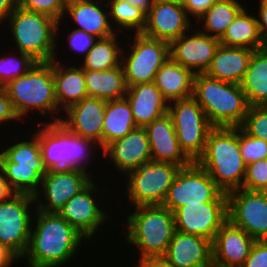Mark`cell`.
<instances>
[{
    "instance_id": "obj_12",
    "label": "cell",
    "mask_w": 267,
    "mask_h": 267,
    "mask_svg": "<svg viewBox=\"0 0 267 267\" xmlns=\"http://www.w3.org/2000/svg\"><path fill=\"white\" fill-rule=\"evenodd\" d=\"M168 113L172 117L181 150L192 162H196L205 151L213 126L192 96L168 103Z\"/></svg>"
},
{
    "instance_id": "obj_39",
    "label": "cell",
    "mask_w": 267,
    "mask_h": 267,
    "mask_svg": "<svg viewBox=\"0 0 267 267\" xmlns=\"http://www.w3.org/2000/svg\"><path fill=\"white\" fill-rule=\"evenodd\" d=\"M239 147L246 165L267 158V141L247 134L239 127Z\"/></svg>"
},
{
    "instance_id": "obj_48",
    "label": "cell",
    "mask_w": 267,
    "mask_h": 267,
    "mask_svg": "<svg viewBox=\"0 0 267 267\" xmlns=\"http://www.w3.org/2000/svg\"><path fill=\"white\" fill-rule=\"evenodd\" d=\"M18 262L20 263L21 259L9 248L0 244V267H12Z\"/></svg>"
},
{
    "instance_id": "obj_18",
    "label": "cell",
    "mask_w": 267,
    "mask_h": 267,
    "mask_svg": "<svg viewBox=\"0 0 267 267\" xmlns=\"http://www.w3.org/2000/svg\"><path fill=\"white\" fill-rule=\"evenodd\" d=\"M103 158L104 160H102ZM151 160L152 157L147 131L145 128L138 127L123 138L116 139L109 143L102 150L101 161L105 162L102 163L99 160L95 163H100L96 165L98 167L108 166L111 168L109 169L107 167L106 169V171L109 170L108 177H110L112 169H114L113 173L117 171V173L119 172L118 177L122 176L121 178H123L128 172L137 169Z\"/></svg>"
},
{
    "instance_id": "obj_14",
    "label": "cell",
    "mask_w": 267,
    "mask_h": 267,
    "mask_svg": "<svg viewBox=\"0 0 267 267\" xmlns=\"http://www.w3.org/2000/svg\"><path fill=\"white\" fill-rule=\"evenodd\" d=\"M91 173L80 169L46 170L40 189L34 195L37 209L46 213H58L66 202L85 189L97 174L104 175L106 171Z\"/></svg>"
},
{
    "instance_id": "obj_6",
    "label": "cell",
    "mask_w": 267,
    "mask_h": 267,
    "mask_svg": "<svg viewBox=\"0 0 267 267\" xmlns=\"http://www.w3.org/2000/svg\"><path fill=\"white\" fill-rule=\"evenodd\" d=\"M192 97L213 127H240L250 107L240 84L221 81L205 73L194 75Z\"/></svg>"
},
{
    "instance_id": "obj_51",
    "label": "cell",
    "mask_w": 267,
    "mask_h": 267,
    "mask_svg": "<svg viewBox=\"0 0 267 267\" xmlns=\"http://www.w3.org/2000/svg\"><path fill=\"white\" fill-rule=\"evenodd\" d=\"M123 1H126L130 5L139 8L145 14H147L150 11L155 2V0H123Z\"/></svg>"
},
{
    "instance_id": "obj_34",
    "label": "cell",
    "mask_w": 267,
    "mask_h": 267,
    "mask_svg": "<svg viewBox=\"0 0 267 267\" xmlns=\"http://www.w3.org/2000/svg\"><path fill=\"white\" fill-rule=\"evenodd\" d=\"M243 0H217L194 25L203 33L220 39L228 26L246 7Z\"/></svg>"
},
{
    "instance_id": "obj_27",
    "label": "cell",
    "mask_w": 267,
    "mask_h": 267,
    "mask_svg": "<svg viewBox=\"0 0 267 267\" xmlns=\"http://www.w3.org/2000/svg\"><path fill=\"white\" fill-rule=\"evenodd\" d=\"M254 50L220 44L205 74L225 82L240 84Z\"/></svg>"
},
{
    "instance_id": "obj_40",
    "label": "cell",
    "mask_w": 267,
    "mask_h": 267,
    "mask_svg": "<svg viewBox=\"0 0 267 267\" xmlns=\"http://www.w3.org/2000/svg\"><path fill=\"white\" fill-rule=\"evenodd\" d=\"M240 127L250 136L267 141V105L250 106Z\"/></svg>"
},
{
    "instance_id": "obj_33",
    "label": "cell",
    "mask_w": 267,
    "mask_h": 267,
    "mask_svg": "<svg viewBox=\"0 0 267 267\" xmlns=\"http://www.w3.org/2000/svg\"><path fill=\"white\" fill-rule=\"evenodd\" d=\"M138 128L126 97L106 101L103 125V149L112 141L123 138Z\"/></svg>"
},
{
    "instance_id": "obj_26",
    "label": "cell",
    "mask_w": 267,
    "mask_h": 267,
    "mask_svg": "<svg viewBox=\"0 0 267 267\" xmlns=\"http://www.w3.org/2000/svg\"><path fill=\"white\" fill-rule=\"evenodd\" d=\"M129 101L137 127L145 128L155 119L168 112V102L154 82L127 87L125 95Z\"/></svg>"
},
{
    "instance_id": "obj_10",
    "label": "cell",
    "mask_w": 267,
    "mask_h": 267,
    "mask_svg": "<svg viewBox=\"0 0 267 267\" xmlns=\"http://www.w3.org/2000/svg\"><path fill=\"white\" fill-rule=\"evenodd\" d=\"M181 166L167 162H157L151 160L142 166L128 172L123 178H118V186L122 194H118L117 189L112 191L115 198L124 197L126 200L124 208H132L142 205H162L171 184L180 170ZM126 177V178H125ZM120 179L123 184L120 182ZM126 182V183H125ZM123 187V192L120 187ZM126 189V190H125ZM116 192V193H115ZM120 195L117 197V195ZM129 205V206H128Z\"/></svg>"
},
{
    "instance_id": "obj_23",
    "label": "cell",
    "mask_w": 267,
    "mask_h": 267,
    "mask_svg": "<svg viewBox=\"0 0 267 267\" xmlns=\"http://www.w3.org/2000/svg\"><path fill=\"white\" fill-rule=\"evenodd\" d=\"M255 239L227 220L212 241V262L225 267H241Z\"/></svg>"
},
{
    "instance_id": "obj_53",
    "label": "cell",
    "mask_w": 267,
    "mask_h": 267,
    "mask_svg": "<svg viewBox=\"0 0 267 267\" xmlns=\"http://www.w3.org/2000/svg\"><path fill=\"white\" fill-rule=\"evenodd\" d=\"M163 1L175 2V3H179V4H184L186 0H163Z\"/></svg>"
},
{
    "instance_id": "obj_41",
    "label": "cell",
    "mask_w": 267,
    "mask_h": 267,
    "mask_svg": "<svg viewBox=\"0 0 267 267\" xmlns=\"http://www.w3.org/2000/svg\"><path fill=\"white\" fill-rule=\"evenodd\" d=\"M242 188L251 191H267V160L246 165Z\"/></svg>"
},
{
    "instance_id": "obj_25",
    "label": "cell",
    "mask_w": 267,
    "mask_h": 267,
    "mask_svg": "<svg viewBox=\"0 0 267 267\" xmlns=\"http://www.w3.org/2000/svg\"><path fill=\"white\" fill-rule=\"evenodd\" d=\"M163 257L172 267H207L212 262V241L176 231Z\"/></svg>"
},
{
    "instance_id": "obj_9",
    "label": "cell",
    "mask_w": 267,
    "mask_h": 267,
    "mask_svg": "<svg viewBox=\"0 0 267 267\" xmlns=\"http://www.w3.org/2000/svg\"><path fill=\"white\" fill-rule=\"evenodd\" d=\"M98 178H100L102 181L100 182V179H97L96 177V179H94L85 189H83L80 193L66 202V204L58 212L61 217H63L70 225H72L90 242L89 244H91L92 242L91 247L94 244L93 241H95V239H97L98 241L100 240L98 239L99 232L103 235L105 234V227L106 230H109V227L112 230V227H116V225L113 223H115L114 219L118 218L116 215H114L116 214L115 212H117L115 211L116 208L111 207L113 199L115 200V196L111 197L110 195H112V192L108 191L106 186H104L105 184L102 183L104 182L103 180L106 179H102L101 177ZM99 183H102L104 188L102 186H98L100 185ZM107 191L109 192V195ZM103 193L107 194V196H109L111 200H109ZM103 199H107L109 202H111L109 203L107 200L104 201ZM107 203L109 204L107 205ZM113 210L114 212L111 213ZM107 223H109V227Z\"/></svg>"
},
{
    "instance_id": "obj_38",
    "label": "cell",
    "mask_w": 267,
    "mask_h": 267,
    "mask_svg": "<svg viewBox=\"0 0 267 267\" xmlns=\"http://www.w3.org/2000/svg\"><path fill=\"white\" fill-rule=\"evenodd\" d=\"M66 32L67 31L65 29V32H63L64 35H62L63 38L64 37L66 38V41H67L66 45H65V43H63L64 45L61 44V42L59 41L60 40L59 38H61V35H60V37L57 38V46L56 47L58 49H61V48H59L60 46L66 47L68 45L67 49H69V50H63V51H65V57H66V51L71 50V52L73 51L72 57L76 59V56H77V59H79V60H77L75 62L74 59L72 58L71 60H73V61L66 62V61H64L65 59L63 57H61V54L59 56L55 55L54 60L60 61V62L63 61V63H68V64H72V63L77 64V62H78V64H79V62H81L85 58L88 51L93 47V45L98 40V38H96L94 35L88 34L82 30H78V29H75L73 27L71 28L70 32H68V33H66ZM59 43L61 45H59ZM76 54L81 55V56H78ZM74 55H76V56H74ZM78 57H80V58H78ZM61 58H63V60H61Z\"/></svg>"
},
{
    "instance_id": "obj_17",
    "label": "cell",
    "mask_w": 267,
    "mask_h": 267,
    "mask_svg": "<svg viewBox=\"0 0 267 267\" xmlns=\"http://www.w3.org/2000/svg\"><path fill=\"white\" fill-rule=\"evenodd\" d=\"M173 213L176 231L213 241L216 233L228 220L227 193L222 192L212 202L187 204Z\"/></svg>"
},
{
    "instance_id": "obj_7",
    "label": "cell",
    "mask_w": 267,
    "mask_h": 267,
    "mask_svg": "<svg viewBox=\"0 0 267 267\" xmlns=\"http://www.w3.org/2000/svg\"><path fill=\"white\" fill-rule=\"evenodd\" d=\"M34 129H30L31 134L27 133L25 129L23 136H19L20 133L18 132L17 135L20 138L14 132L15 137L9 138L14 143L6 139L2 143L8 144H5L3 148L2 145L0 147V166L3 169L5 179L16 193L35 195L40 189L42 177L46 172L42 163L37 127ZM32 130L35 132L33 133Z\"/></svg>"
},
{
    "instance_id": "obj_1",
    "label": "cell",
    "mask_w": 267,
    "mask_h": 267,
    "mask_svg": "<svg viewBox=\"0 0 267 267\" xmlns=\"http://www.w3.org/2000/svg\"><path fill=\"white\" fill-rule=\"evenodd\" d=\"M87 242L58 213L37 209L30 230L29 246L21 262L26 260L23 263H27V267H66L70 261L76 260L83 247L87 249L85 244L90 246Z\"/></svg>"
},
{
    "instance_id": "obj_16",
    "label": "cell",
    "mask_w": 267,
    "mask_h": 267,
    "mask_svg": "<svg viewBox=\"0 0 267 267\" xmlns=\"http://www.w3.org/2000/svg\"><path fill=\"white\" fill-rule=\"evenodd\" d=\"M228 220L255 240H267V191L244 188L227 193Z\"/></svg>"
},
{
    "instance_id": "obj_24",
    "label": "cell",
    "mask_w": 267,
    "mask_h": 267,
    "mask_svg": "<svg viewBox=\"0 0 267 267\" xmlns=\"http://www.w3.org/2000/svg\"><path fill=\"white\" fill-rule=\"evenodd\" d=\"M153 161L167 162L181 167L192 161L181 150L171 115L167 112L145 127Z\"/></svg>"
},
{
    "instance_id": "obj_4",
    "label": "cell",
    "mask_w": 267,
    "mask_h": 267,
    "mask_svg": "<svg viewBox=\"0 0 267 267\" xmlns=\"http://www.w3.org/2000/svg\"><path fill=\"white\" fill-rule=\"evenodd\" d=\"M35 126L41 147L42 163L46 170L80 169L89 173L97 168L96 164L93 165L91 162L99 160L97 156L102 157V149L96 142L69 132L59 122L36 123Z\"/></svg>"
},
{
    "instance_id": "obj_29",
    "label": "cell",
    "mask_w": 267,
    "mask_h": 267,
    "mask_svg": "<svg viewBox=\"0 0 267 267\" xmlns=\"http://www.w3.org/2000/svg\"><path fill=\"white\" fill-rule=\"evenodd\" d=\"M194 73L169 58L157 71L154 84L168 102L186 99L193 94Z\"/></svg>"
},
{
    "instance_id": "obj_2",
    "label": "cell",
    "mask_w": 267,
    "mask_h": 267,
    "mask_svg": "<svg viewBox=\"0 0 267 267\" xmlns=\"http://www.w3.org/2000/svg\"><path fill=\"white\" fill-rule=\"evenodd\" d=\"M121 199L114 200L113 204L115 205L113 206L115 208L120 207L118 214L119 216L122 215V219H124L120 225L125 224L124 227L122 226L124 231H121L125 237L120 236V239L125 241L123 242L126 244L125 247L127 245L131 249L134 247V252H126H130L131 255L136 253L132 257L129 256V259L132 260L137 253L138 258L164 256L170 240L176 232L174 213L163 205H142L124 209L125 202H121ZM129 209L132 211L130 212ZM121 212L125 214H121Z\"/></svg>"
},
{
    "instance_id": "obj_45",
    "label": "cell",
    "mask_w": 267,
    "mask_h": 267,
    "mask_svg": "<svg viewBox=\"0 0 267 267\" xmlns=\"http://www.w3.org/2000/svg\"><path fill=\"white\" fill-rule=\"evenodd\" d=\"M217 0H186L183 4L189 18L194 23L208 10Z\"/></svg>"
},
{
    "instance_id": "obj_19",
    "label": "cell",
    "mask_w": 267,
    "mask_h": 267,
    "mask_svg": "<svg viewBox=\"0 0 267 267\" xmlns=\"http://www.w3.org/2000/svg\"><path fill=\"white\" fill-rule=\"evenodd\" d=\"M219 45L218 38L201 32L194 25L170 43V58L194 74L205 73Z\"/></svg>"
},
{
    "instance_id": "obj_31",
    "label": "cell",
    "mask_w": 267,
    "mask_h": 267,
    "mask_svg": "<svg viewBox=\"0 0 267 267\" xmlns=\"http://www.w3.org/2000/svg\"><path fill=\"white\" fill-rule=\"evenodd\" d=\"M240 85L250 106L267 105V48L253 51Z\"/></svg>"
},
{
    "instance_id": "obj_22",
    "label": "cell",
    "mask_w": 267,
    "mask_h": 267,
    "mask_svg": "<svg viewBox=\"0 0 267 267\" xmlns=\"http://www.w3.org/2000/svg\"><path fill=\"white\" fill-rule=\"evenodd\" d=\"M65 20L72 22L74 24L72 27L74 26L75 29L94 35L98 39L117 33L111 25L106 0H86L66 7L62 20L57 24V38L65 28L71 26L70 23L66 26L67 21ZM61 25H64L65 28L64 26L61 28Z\"/></svg>"
},
{
    "instance_id": "obj_8",
    "label": "cell",
    "mask_w": 267,
    "mask_h": 267,
    "mask_svg": "<svg viewBox=\"0 0 267 267\" xmlns=\"http://www.w3.org/2000/svg\"><path fill=\"white\" fill-rule=\"evenodd\" d=\"M57 24L53 18L23 9L19 5L8 17L5 29L1 32L9 33L12 47L8 49L20 51L30 55L37 62H50L55 55H59L57 49ZM12 38H11V37Z\"/></svg>"
},
{
    "instance_id": "obj_13",
    "label": "cell",
    "mask_w": 267,
    "mask_h": 267,
    "mask_svg": "<svg viewBox=\"0 0 267 267\" xmlns=\"http://www.w3.org/2000/svg\"><path fill=\"white\" fill-rule=\"evenodd\" d=\"M36 210L34 195L27 193H16L0 203V244L9 248L20 259L29 246Z\"/></svg>"
},
{
    "instance_id": "obj_43",
    "label": "cell",
    "mask_w": 267,
    "mask_h": 267,
    "mask_svg": "<svg viewBox=\"0 0 267 267\" xmlns=\"http://www.w3.org/2000/svg\"><path fill=\"white\" fill-rule=\"evenodd\" d=\"M17 121L21 122V120L18 118L12 107L11 100L9 99L7 90L5 87L0 86V126H1L0 128L1 129H3L4 127L7 128V126L8 128H10V126L11 128L16 127L14 125L17 123ZM9 123H11V125Z\"/></svg>"
},
{
    "instance_id": "obj_44",
    "label": "cell",
    "mask_w": 267,
    "mask_h": 267,
    "mask_svg": "<svg viewBox=\"0 0 267 267\" xmlns=\"http://www.w3.org/2000/svg\"><path fill=\"white\" fill-rule=\"evenodd\" d=\"M241 267H267V240H256Z\"/></svg>"
},
{
    "instance_id": "obj_50",
    "label": "cell",
    "mask_w": 267,
    "mask_h": 267,
    "mask_svg": "<svg viewBox=\"0 0 267 267\" xmlns=\"http://www.w3.org/2000/svg\"><path fill=\"white\" fill-rule=\"evenodd\" d=\"M16 192L10 187L0 166V203L10 199Z\"/></svg>"
},
{
    "instance_id": "obj_20",
    "label": "cell",
    "mask_w": 267,
    "mask_h": 267,
    "mask_svg": "<svg viewBox=\"0 0 267 267\" xmlns=\"http://www.w3.org/2000/svg\"><path fill=\"white\" fill-rule=\"evenodd\" d=\"M192 23L183 4L155 0L146 14V25L141 33L170 44L189 31L194 26Z\"/></svg>"
},
{
    "instance_id": "obj_28",
    "label": "cell",
    "mask_w": 267,
    "mask_h": 267,
    "mask_svg": "<svg viewBox=\"0 0 267 267\" xmlns=\"http://www.w3.org/2000/svg\"><path fill=\"white\" fill-rule=\"evenodd\" d=\"M77 65L71 64L70 66L68 63L63 64V62L53 60L55 96L62 112L88 97L84 69L79 64Z\"/></svg>"
},
{
    "instance_id": "obj_36",
    "label": "cell",
    "mask_w": 267,
    "mask_h": 267,
    "mask_svg": "<svg viewBox=\"0 0 267 267\" xmlns=\"http://www.w3.org/2000/svg\"><path fill=\"white\" fill-rule=\"evenodd\" d=\"M106 2L111 25L115 27L117 33L132 34L143 31L146 25V14L143 11L123 0H106Z\"/></svg>"
},
{
    "instance_id": "obj_46",
    "label": "cell",
    "mask_w": 267,
    "mask_h": 267,
    "mask_svg": "<svg viewBox=\"0 0 267 267\" xmlns=\"http://www.w3.org/2000/svg\"><path fill=\"white\" fill-rule=\"evenodd\" d=\"M255 6H257V12L255 14L258 20L260 37L263 47L267 48V0H259Z\"/></svg>"
},
{
    "instance_id": "obj_21",
    "label": "cell",
    "mask_w": 267,
    "mask_h": 267,
    "mask_svg": "<svg viewBox=\"0 0 267 267\" xmlns=\"http://www.w3.org/2000/svg\"><path fill=\"white\" fill-rule=\"evenodd\" d=\"M106 100L87 97L68 107L61 123L69 132L90 139L103 150V125Z\"/></svg>"
},
{
    "instance_id": "obj_42",
    "label": "cell",
    "mask_w": 267,
    "mask_h": 267,
    "mask_svg": "<svg viewBox=\"0 0 267 267\" xmlns=\"http://www.w3.org/2000/svg\"><path fill=\"white\" fill-rule=\"evenodd\" d=\"M18 5L25 10L47 15L60 22L65 12L63 0H18Z\"/></svg>"
},
{
    "instance_id": "obj_15",
    "label": "cell",
    "mask_w": 267,
    "mask_h": 267,
    "mask_svg": "<svg viewBox=\"0 0 267 267\" xmlns=\"http://www.w3.org/2000/svg\"><path fill=\"white\" fill-rule=\"evenodd\" d=\"M222 192L206 170L192 162L180 168L162 205L174 212L187 204L212 202Z\"/></svg>"
},
{
    "instance_id": "obj_35",
    "label": "cell",
    "mask_w": 267,
    "mask_h": 267,
    "mask_svg": "<svg viewBox=\"0 0 267 267\" xmlns=\"http://www.w3.org/2000/svg\"><path fill=\"white\" fill-rule=\"evenodd\" d=\"M121 36L124 39L120 40ZM124 42L125 35L121 33L98 39L79 65L84 70L91 71H104L120 66Z\"/></svg>"
},
{
    "instance_id": "obj_30",
    "label": "cell",
    "mask_w": 267,
    "mask_h": 267,
    "mask_svg": "<svg viewBox=\"0 0 267 267\" xmlns=\"http://www.w3.org/2000/svg\"><path fill=\"white\" fill-rule=\"evenodd\" d=\"M88 97L103 100L124 98L127 85L122 65L104 71L84 70Z\"/></svg>"
},
{
    "instance_id": "obj_32",
    "label": "cell",
    "mask_w": 267,
    "mask_h": 267,
    "mask_svg": "<svg viewBox=\"0 0 267 267\" xmlns=\"http://www.w3.org/2000/svg\"><path fill=\"white\" fill-rule=\"evenodd\" d=\"M253 10L244 8L228 26L224 35L219 39L225 46L246 47L252 50L263 48L260 37L258 20Z\"/></svg>"
},
{
    "instance_id": "obj_49",
    "label": "cell",
    "mask_w": 267,
    "mask_h": 267,
    "mask_svg": "<svg viewBox=\"0 0 267 267\" xmlns=\"http://www.w3.org/2000/svg\"><path fill=\"white\" fill-rule=\"evenodd\" d=\"M18 6V0H0V27L4 26L8 17Z\"/></svg>"
},
{
    "instance_id": "obj_3",
    "label": "cell",
    "mask_w": 267,
    "mask_h": 267,
    "mask_svg": "<svg viewBox=\"0 0 267 267\" xmlns=\"http://www.w3.org/2000/svg\"><path fill=\"white\" fill-rule=\"evenodd\" d=\"M4 87L21 122L26 121L27 124V117L30 120V115L33 117L37 112L40 117L45 119L46 116V120L48 118L49 120L42 121V118H39L40 121L35 119V123L60 121L63 112L59 109L55 96L53 60L50 62H36L27 73L11 80Z\"/></svg>"
},
{
    "instance_id": "obj_54",
    "label": "cell",
    "mask_w": 267,
    "mask_h": 267,
    "mask_svg": "<svg viewBox=\"0 0 267 267\" xmlns=\"http://www.w3.org/2000/svg\"><path fill=\"white\" fill-rule=\"evenodd\" d=\"M207 267H225L215 264L214 262H211Z\"/></svg>"
},
{
    "instance_id": "obj_37",
    "label": "cell",
    "mask_w": 267,
    "mask_h": 267,
    "mask_svg": "<svg viewBox=\"0 0 267 267\" xmlns=\"http://www.w3.org/2000/svg\"><path fill=\"white\" fill-rule=\"evenodd\" d=\"M36 62L30 55L21 53L20 51L12 50L7 53L3 50L1 53L0 49V86L4 87L11 80L21 77Z\"/></svg>"
},
{
    "instance_id": "obj_11",
    "label": "cell",
    "mask_w": 267,
    "mask_h": 267,
    "mask_svg": "<svg viewBox=\"0 0 267 267\" xmlns=\"http://www.w3.org/2000/svg\"><path fill=\"white\" fill-rule=\"evenodd\" d=\"M126 35L121 65L127 87L154 82L157 71L170 58V44L142 33Z\"/></svg>"
},
{
    "instance_id": "obj_5",
    "label": "cell",
    "mask_w": 267,
    "mask_h": 267,
    "mask_svg": "<svg viewBox=\"0 0 267 267\" xmlns=\"http://www.w3.org/2000/svg\"><path fill=\"white\" fill-rule=\"evenodd\" d=\"M196 162L223 192L241 189L246 164L239 147V127H213L205 151Z\"/></svg>"
},
{
    "instance_id": "obj_47",
    "label": "cell",
    "mask_w": 267,
    "mask_h": 267,
    "mask_svg": "<svg viewBox=\"0 0 267 267\" xmlns=\"http://www.w3.org/2000/svg\"><path fill=\"white\" fill-rule=\"evenodd\" d=\"M134 260H136L135 263L133 262ZM134 260L131 262L129 260L127 262L133 264L132 267H172L163 256L143 258L136 257Z\"/></svg>"
},
{
    "instance_id": "obj_52",
    "label": "cell",
    "mask_w": 267,
    "mask_h": 267,
    "mask_svg": "<svg viewBox=\"0 0 267 267\" xmlns=\"http://www.w3.org/2000/svg\"><path fill=\"white\" fill-rule=\"evenodd\" d=\"M86 0H63V4L65 7H68L69 5L75 4V3H79V2H83Z\"/></svg>"
}]
</instances>
